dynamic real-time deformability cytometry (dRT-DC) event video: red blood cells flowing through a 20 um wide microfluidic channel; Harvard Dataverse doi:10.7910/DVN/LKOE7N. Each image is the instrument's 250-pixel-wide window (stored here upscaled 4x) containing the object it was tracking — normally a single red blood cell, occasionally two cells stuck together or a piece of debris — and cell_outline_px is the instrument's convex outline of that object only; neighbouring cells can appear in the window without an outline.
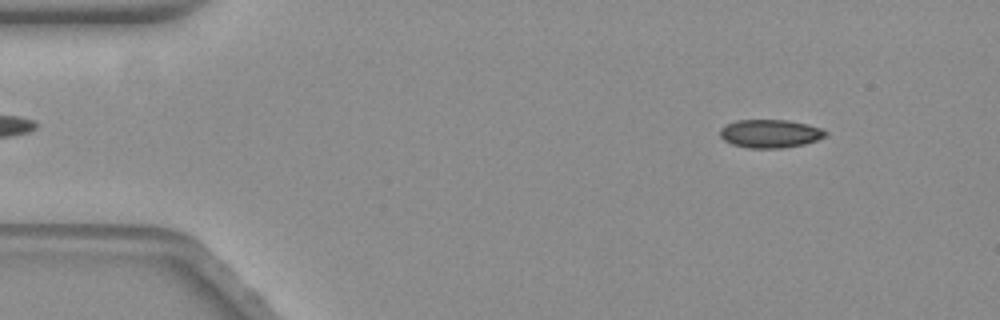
{"species": "common noctule bat (a hibernating species)", "species_latin": "Nyctalus noctula", "temperature_condition": "warm", "stored_images_in_passage": 57, "camera_frame_rate_fps": 3000, "um_per_image_px": 0.085, "animal": {"sex": "female", "body_mass_g": 19.3, "forearm_length_mm": 54.1}, "frame": {"image": 1, "passage_image": 6, "time_ms": 1.667, "image_size_px": [1000, 320], "cell_outline_px": [[828, 132], [824, 136], [816, 140], [804, 144], [780, 148], [748, 148], [732, 144], [724, 140], [720, 136], [720, 128], [736, 120], [788, 120], [820, 128]], "centroid_in_image_um": [65.42, 11.36], "position_along_channel_um": 19.6, "area_um2": 17.17}}
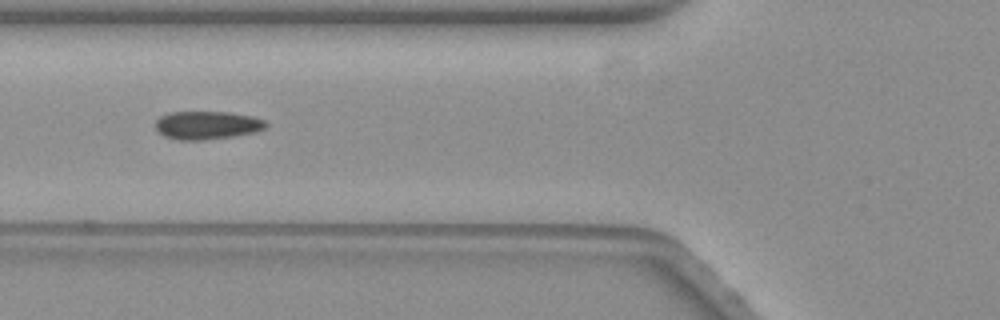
{"frame": {"image": 2, "passage_image": 21, "time_ms": 6.667, "image_size_px": [1000, 320], "cell_outline_px": [[268, 124], [264, 128], [256, 132], [232, 136], [204, 140], [176, 140], [164, 136], [156, 128], [156, 120], [160, 116], [168, 112], [228, 112], [252, 116], [264, 120]], "centroid_in_image_um": [17.59, 10.64], "position_along_channel_um": 108.2, "area_um2": 18.15}}
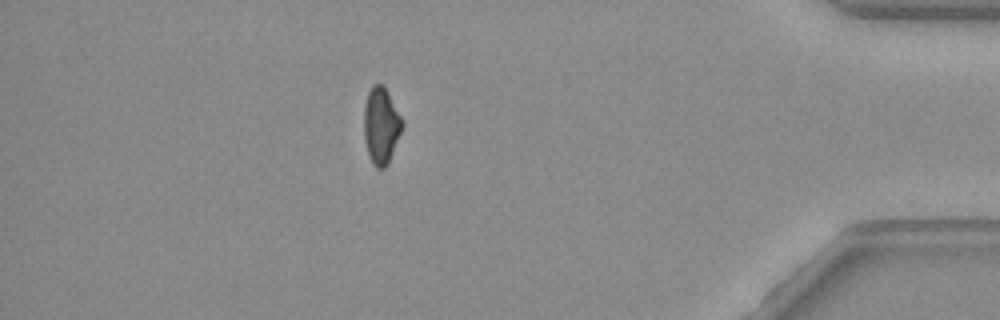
{"frame": {"image": 3, "passage_image": 50, "time_ms": 16.333, "image_size_px": [1000, 320], "cell_outline_px": [[404, 124], [388, 164], [384, 168], [376, 168], [372, 164], [364, 140], [364, 104], [368, 92], [372, 84], [384, 84]], "centroid_in_image_um": [32.38, 10.67], "position_along_channel_um": 402.8, "area_um2": 17.05}, "authors_computed_cell_mechanics": {"area_um2": 17.8602, "velocity_mm_per_s": 3.5338, "shape_relaxation_time_tau1_ms": null, "shape_relaxation_time_tau2_ms": 2.0388, "deformation_change_tau1": null, "deformation_change_tau2": 0.0614}}